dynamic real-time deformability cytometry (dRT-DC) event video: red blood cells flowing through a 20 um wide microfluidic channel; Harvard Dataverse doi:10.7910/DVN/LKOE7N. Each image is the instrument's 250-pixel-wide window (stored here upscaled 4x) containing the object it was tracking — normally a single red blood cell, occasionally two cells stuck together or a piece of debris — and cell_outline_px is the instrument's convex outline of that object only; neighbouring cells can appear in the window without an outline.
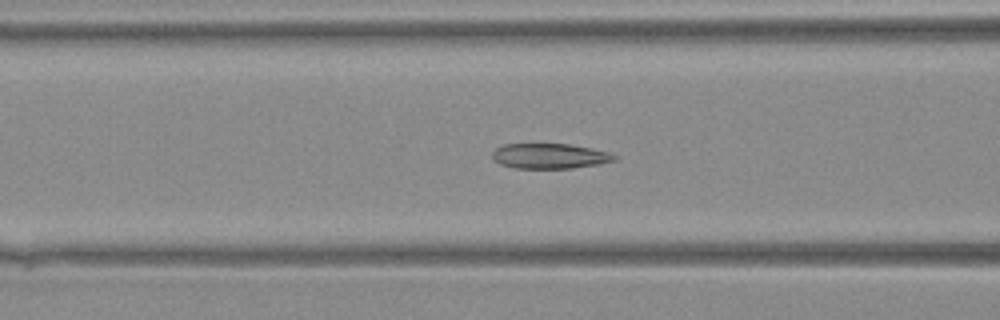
{"species": "Egyptian fruit bat (a non-hibernating species)", "species_latin": "Rousettus aegyptiacus", "temperature_condition": "warm", "stored_images_in_passage": 32, "camera_frame_rate_fps": 3000, "um_per_image_px": 0.085, "animal": {"sex": "female"}, "frame": {"image": 1, "passage_image": 8, "time_ms": 2.333, "image_size_px": [1000, 320], "cell_outline_px": [[620, 156], [616, 160], [596, 164], [572, 168], [516, 168], [500, 164], [492, 160], [492, 152], [496, 148], [504, 144], [568, 144], [592, 148], [612, 152]], "centroid_in_image_um": [46.75, 13.26], "position_along_channel_um": 119.9, "area_um2": 18.03}}
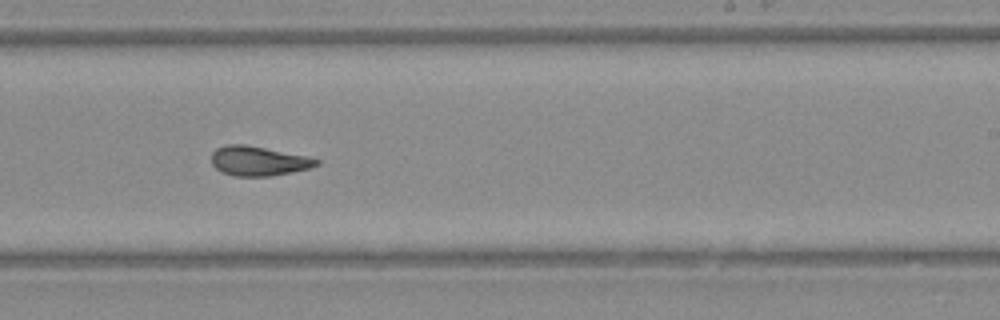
{"frame": {"image": 2, "passage_image": 17, "time_ms": 5.333, "image_size_px": [1000, 320], "cell_outline_px": [[320, 164], [308, 168], [292, 172], [268, 176], [236, 176], [224, 172], [216, 168], [212, 164], [212, 152], [216, 148], [228, 144], [244, 144], [304, 156], [320, 160]], "centroid_in_image_um": [21.94, 13.68], "position_along_channel_um": 267.1, "area_um2": 17.69}}
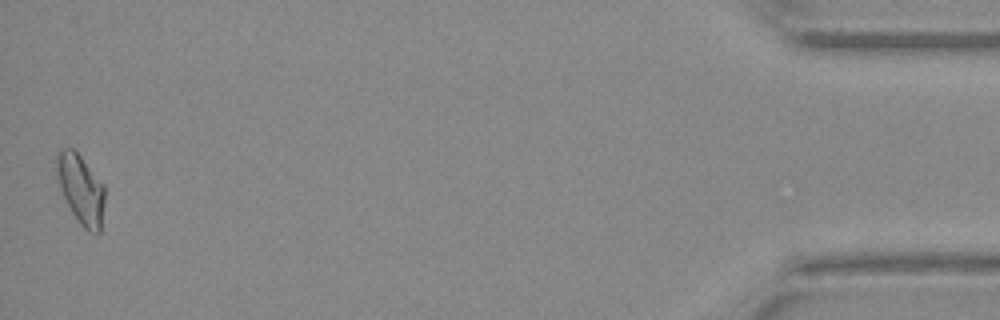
{"frame": {"image": 3, "passage_image": 32, "time_ms": 10.333, "image_size_px": [1000, 320], "cell_outline_px": [[104, 200], [100, 232], [96, 236], [88, 232], [80, 224], [72, 212], [60, 188], [56, 172], [56, 152], [64, 148], [72, 148], [80, 156], [104, 184]], "centroid_in_image_um": [6.87, 16.1], "position_along_channel_um": 428.3, "area_um2": 19.36}}